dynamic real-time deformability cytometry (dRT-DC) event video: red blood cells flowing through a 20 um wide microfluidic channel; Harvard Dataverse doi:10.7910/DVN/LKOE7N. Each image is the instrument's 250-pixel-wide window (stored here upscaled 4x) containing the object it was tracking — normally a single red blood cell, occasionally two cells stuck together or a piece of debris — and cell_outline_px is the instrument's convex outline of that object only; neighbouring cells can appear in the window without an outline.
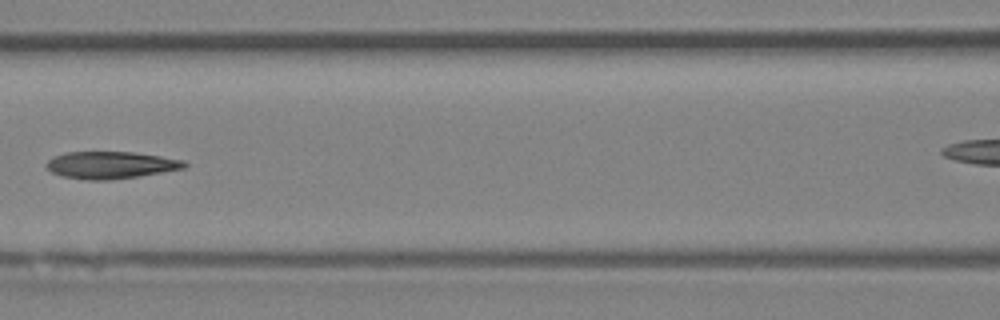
{"species": "Egyptian fruit bat (a non-hibernating species)", "species_latin": "Rousettus aegyptiacus", "temperature_condition": "room temperature", "stored_images_in_passage": 8, "segment_of_instrument_passage": [1, 2], "camera_frame_rate_fps": 3000, "um_per_image_px": 0.085, "animal": {"sex": "female"}, "frame": {"image": 1, "passage_image": 7, "time_ms": 7.0, "image_size_px": [1000, 320], "cell_outline_px": [[188, 164], [184, 168], [136, 176], [108, 180], [88, 180], [60, 176], [52, 172], [44, 164], [52, 156], [64, 152], [136, 152], [184, 160]], "centroid_in_image_um": [9.36, 14.02], "position_along_channel_um": 157.2, "area_um2": 21.79}}